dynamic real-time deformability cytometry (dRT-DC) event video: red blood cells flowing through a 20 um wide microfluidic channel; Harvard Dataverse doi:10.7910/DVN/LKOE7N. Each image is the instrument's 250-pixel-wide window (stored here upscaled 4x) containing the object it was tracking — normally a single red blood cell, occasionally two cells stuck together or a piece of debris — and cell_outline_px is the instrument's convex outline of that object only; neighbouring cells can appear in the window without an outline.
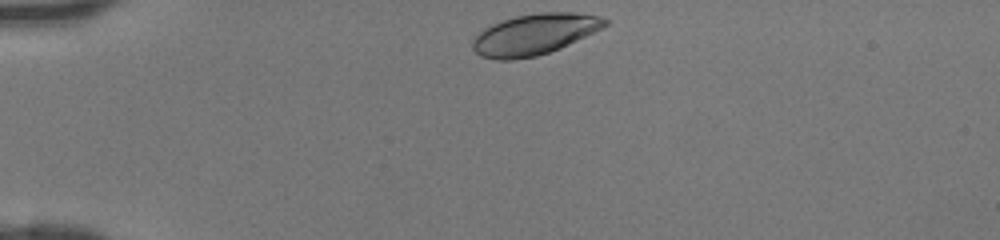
{"species": "human", "species_latin": "Homo sapiens", "temperature_condition": "room temperature", "stored_images_in_passage": 30, "camera_frame_rate_fps": 3000, "um_per_image_px": 0.085, "donor": {"sex": "female"}, "frame": {"image": 1, "passage_image": 1, "time_ms": 0.0, "image_size_px": [1000, 240], "cell_outline_px": [[608, 24], [560, 48], [536, 56], [512, 60], [496, 60], [480, 56], [472, 48], [472, 40], [484, 28], [500, 20], [516, 16], [540, 12], [572, 12], [600, 16], [608, 20]], "centroid_in_image_um": [45.37, 2.92], "position_along_channel_um": 39.6, "area_um2": 31.33}}
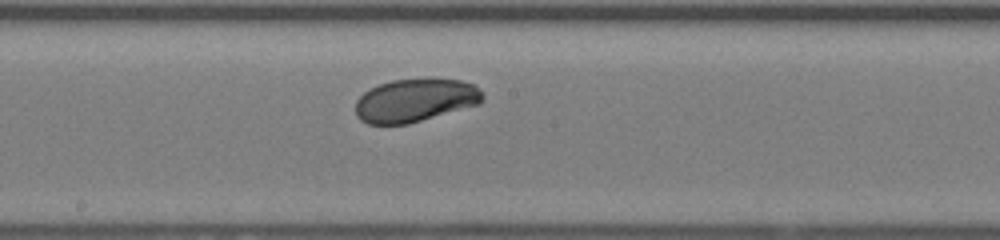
{"frame": {"image": 2, "passage_image": 16, "time_ms": 5.0, "image_size_px": [1000, 240], "cell_outline_px": [[484, 100], [480, 104], [408, 124], [368, 124], [360, 120], [356, 116], [356, 100], [364, 92], [380, 84], [392, 80], [460, 80], [472, 84], [484, 92]], "centroid_in_image_um": [35.3, 8.55], "position_along_channel_um": 212.9, "area_um2": 31.67}}
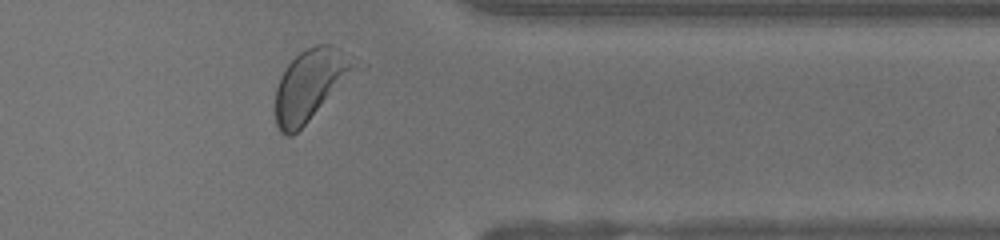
{"frame": {"image": 3, "passage_image": 28, "time_ms": 9.0, "image_size_px": [1000, 240], "cell_outline_px": [[368, 64], [364, 68], [292, 136], [288, 136], [280, 132], [276, 124], [276, 88], [280, 76], [288, 64], [300, 52], [316, 44], [328, 44], [340, 48]], "centroid_in_image_um": [26.55, 7.15], "position_along_channel_um": 384.9, "area_um2": 34.22}}